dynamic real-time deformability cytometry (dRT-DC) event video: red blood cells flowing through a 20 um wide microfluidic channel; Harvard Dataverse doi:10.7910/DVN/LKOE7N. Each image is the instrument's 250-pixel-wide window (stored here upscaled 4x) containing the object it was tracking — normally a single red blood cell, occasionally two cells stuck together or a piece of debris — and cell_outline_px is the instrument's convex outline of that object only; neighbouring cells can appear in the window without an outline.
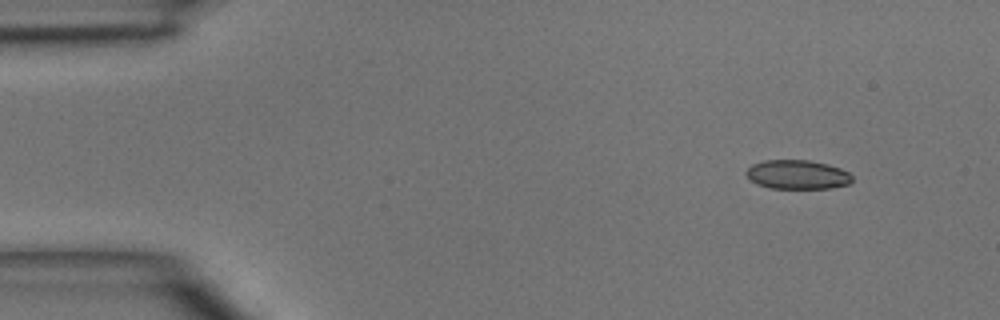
{"species": "common noctule bat (a hibernating species)", "species_latin": "Nyctalus noctula", "temperature_condition": "room temperature", "stored_images_in_passage": 5, "camera_frame_rate_fps": 3000, "um_per_image_px": 0.085, "animal": {"sex": "male", "body_mass_g": 15.6}, "frame": {"image": 1, "passage_image": 1, "time_ms": 0.0, "image_size_px": [1000, 320], "cell_outline_px": [[852, 180], [848, 184], [832, 188], [768, 188], [756, 184], [744, 172], [752, 164], [764, 160], [808, 160], [828, 164], [840, 168], [848, 172], [852, 176]], "centroid_in_image_um": [67.77, 14.84], "position_along_channel_um": 17.2, "area_um2": 17.98}}
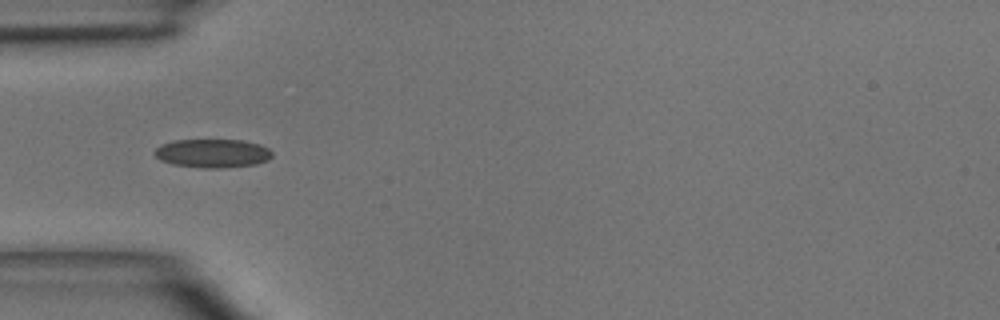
{"frame": {"image": 2, "passage_image": 4, "time_ms": 3.333, "image_size_px": [1000, 320], "cell_outline_px": [[272, 156], [268, 160], [256, 164], [220, 168], [204, 168], [172, 164], [160, 160], [156, 156], [156, 148], [160, 144], [172, 140], [244, 140], [260, 144], [268, 148], [272, 152]], "centroid_in_image_um": [18.08, 13.02], "position_along_channel_um": 66.9, "area_um2": 19.65}}
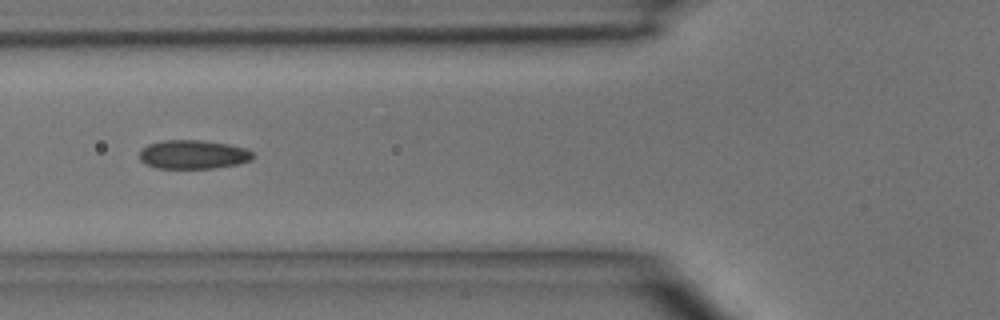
{"frame": {"image": 3, "passage_image": 5, "time_ms": 4.333, "image_size_px": [1000, 320], "cell_outline_px": [[252, 160], [236, 164], [212, 168], [156, 168], [144, 164], [140, 160], [140, 148], [148, 144], [164, 140], [200, 140], [228, 144], [244, 148], [252, 152]], "centroid_in_image_um": [16.36, 13.13], "position_along_channel_um": 109.4, "area_um2": 19.02}}